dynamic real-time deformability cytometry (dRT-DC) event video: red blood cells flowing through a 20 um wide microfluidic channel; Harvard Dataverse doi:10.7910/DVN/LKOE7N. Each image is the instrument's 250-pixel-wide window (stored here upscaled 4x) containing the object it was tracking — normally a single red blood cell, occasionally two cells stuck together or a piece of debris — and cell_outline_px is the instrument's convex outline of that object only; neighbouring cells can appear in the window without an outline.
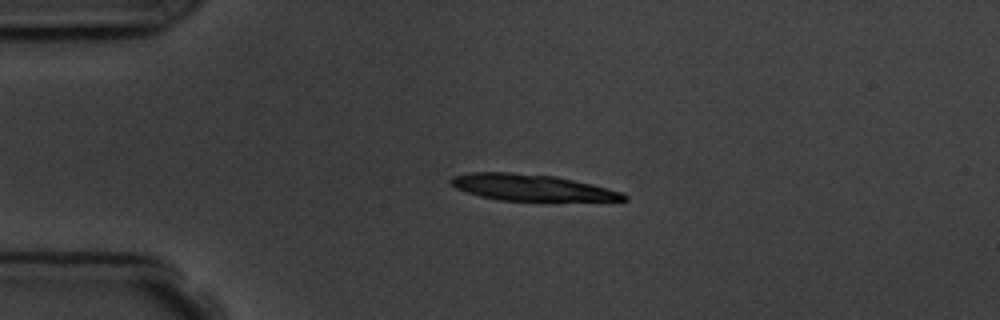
{"species": "common noctule bat (a hibernating species)", "species_latin": "Nyctalus noctula", "temperature_condition": "room temperature", "stored_images_in_passage": 4, "segment_of_instrument_passage": [1, 2], "camera_frame_rate_fps": 3000, "um_per_image_px": 0.085, "animal": {"sex": "male", "body_mass_g": 19.5, "forearm_length_mm": 54.6}, "frame": {"image": 1, "passage_image": 2, "time_ms": 1.333, "image_size_px": [1000, 320], "cell_outline_px": [[628, 200], [500, 200], [480, 196], [456, 188], [448, 180], [452, 176], [472, 172], [508, 172], [556, 176], [592, 184], [620, 192], [628, 196]], "centroid_in_image_um": [45.13, 15.92], "position_along_channel_um": 39.9, "area_um2": 26.07}}